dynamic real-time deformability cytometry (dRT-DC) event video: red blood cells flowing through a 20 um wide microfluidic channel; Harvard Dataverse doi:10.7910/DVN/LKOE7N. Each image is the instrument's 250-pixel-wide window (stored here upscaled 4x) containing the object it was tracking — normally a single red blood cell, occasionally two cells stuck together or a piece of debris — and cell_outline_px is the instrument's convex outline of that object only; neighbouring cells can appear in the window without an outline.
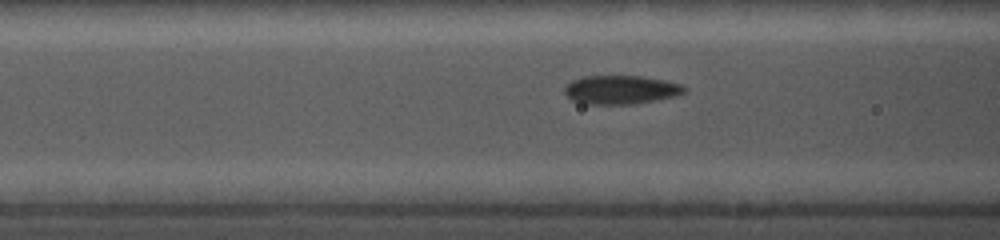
{"species": "common noctule bat (a hibernating species)", "species_latin": "Nyctalus noctula", "temperature_condition": "cold", "stored_images_in_passage": 17, "camera_frame_rate_fps": 5000, "um_per_image_px": 0.085, "animal": {"sex": "female", "body_mass_g": 19.0, "forearm_length_mm": 56.7}, "frame": {"image": 1, "passage_image": 3, "time_ms": 1.0, "image_size_px": [1000, 240], "cell_outline_px": [[680, 92], [668, 96], [628, 104], [588, 104], [576, 100], [568, 96], [568, 88], [576, 80], [584, 76], [636, 76], [656, 80], [672, 84], [680, 88]], "centroid_in_image_um": [52.62, 7.63], "position_along_channel_um": 114.0, "area_um2": 17.98}}
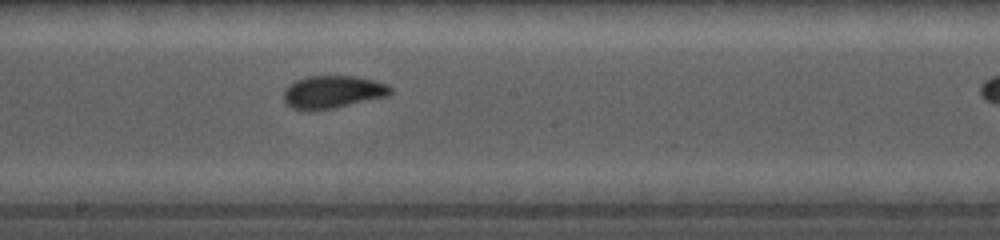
{"frame": {"image": 2, "passage_image": 8, "time_ms": 3.8, "image_size_px": [1000, 240], "cell_outline_px": [[392, 88], [388, 96], [332, 108], [312, 112], [308, 112], [292, 108], [284, 100], [284, 92], [296, 80], [308, 76], [352, 76], [372, 80], [384, 84]], "centroid_in_image_um": [28.25, 7.84], "position_along_channel_um": 220.0, "area_um2": 20.06}}
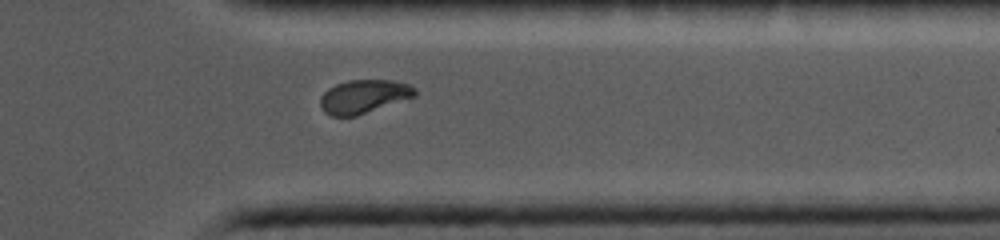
{"frame": {"image": 3, "passage_image": 16, "time_ms": 8.0, "image_size_px": [1000, 240], "cell_outline_px": [[416, 96], [356, 116], [332, 116], [324, 112], [320, 108], [320, 96], [328, 88], [336, 84], [348, 80], [396, 80], [408, 84], [416, 88]], "centroid_in_image_um": [30.91, 8.2], "position_along_channel_um": 380.5, "area_um2": 18.61}}